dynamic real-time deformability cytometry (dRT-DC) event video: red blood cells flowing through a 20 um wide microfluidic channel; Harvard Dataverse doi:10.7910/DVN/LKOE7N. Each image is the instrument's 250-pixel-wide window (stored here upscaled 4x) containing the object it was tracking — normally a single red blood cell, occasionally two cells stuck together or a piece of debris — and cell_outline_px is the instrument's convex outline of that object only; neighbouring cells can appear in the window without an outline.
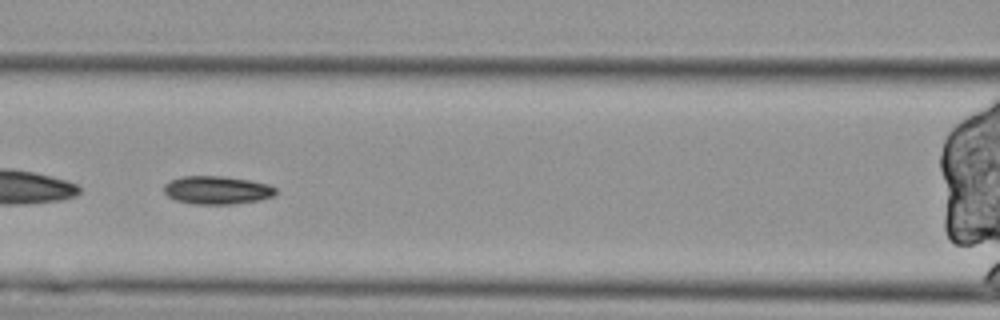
{"species": "Egyptian fruit bat (a non-hibernating species)", "species_latin": "Rousettus aegyptiacus", "temperature_condition": "cold", "stored_images_in_passage": 6, "camera_frame_rate_fps": 3000, "um_per_image_px": 0.085, "animal": {"sex": "female"}, "frame": {"image": 1, "passage_image": 6, "time_ms": 1.667, "image_size_px": [1000, 320], "cell_outline_px": [[276, 192], [272, 196], [260, 200], [232, 204], [192, 204], [176, 200], [168, 196], [164, 192], [164, 184], [168, 180], [180, 176], [224, 176], [248, 180], [268, 184], [276, 188]], "centroid_in_image_um": [18.4, 16.15], "position_along_channel_um": 148.2, "area_um2": 18.44}}